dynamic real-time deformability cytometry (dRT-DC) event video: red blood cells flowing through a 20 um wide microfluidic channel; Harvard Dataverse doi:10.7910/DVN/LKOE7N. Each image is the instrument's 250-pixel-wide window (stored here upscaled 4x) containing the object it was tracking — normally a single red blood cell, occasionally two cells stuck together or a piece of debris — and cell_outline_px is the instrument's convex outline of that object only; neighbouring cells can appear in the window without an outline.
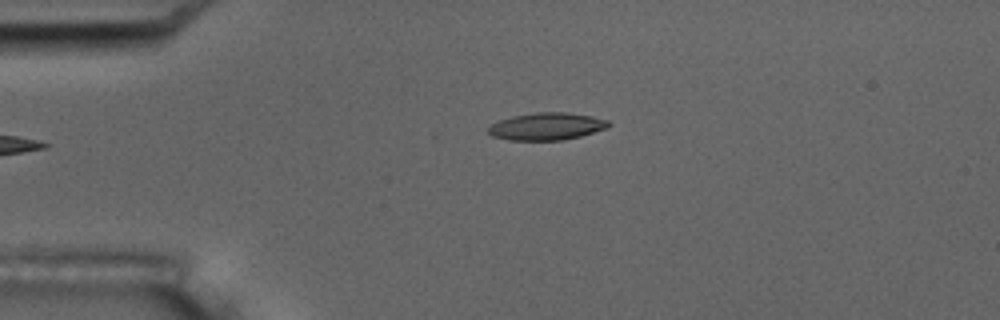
{"species": "common noctule bat (a hibernating species)", "species_latin": "Nyctalus noctula", "temperature_condition": "room temperature", "stored_images_in_passage": 6, "camera_frame_rate_fps": 3000, "um_per_image_px": 0.085, "animal": {"sex": "male", "body_mass_g": 17.5, "forearm_length_mm": 52.3}, "frame": {"image": 1, "passage_image": 6, "time_ms": 6.0, "image_size_px": [1000, 320], "cell_outline_px": [[612, 124], [604, 128], [580, 136], [564, 140], [508, 140], [492, 136], [488, 132], [488, 128], [492, 124], [500, 120], [512, 116], [536, 112], [564, 112], [592, 116], [608, 120]], "centroid_in_image_um": [46.45, 10.74], "position_along_channel_um": 38.6, "area_um2": 19.02}}